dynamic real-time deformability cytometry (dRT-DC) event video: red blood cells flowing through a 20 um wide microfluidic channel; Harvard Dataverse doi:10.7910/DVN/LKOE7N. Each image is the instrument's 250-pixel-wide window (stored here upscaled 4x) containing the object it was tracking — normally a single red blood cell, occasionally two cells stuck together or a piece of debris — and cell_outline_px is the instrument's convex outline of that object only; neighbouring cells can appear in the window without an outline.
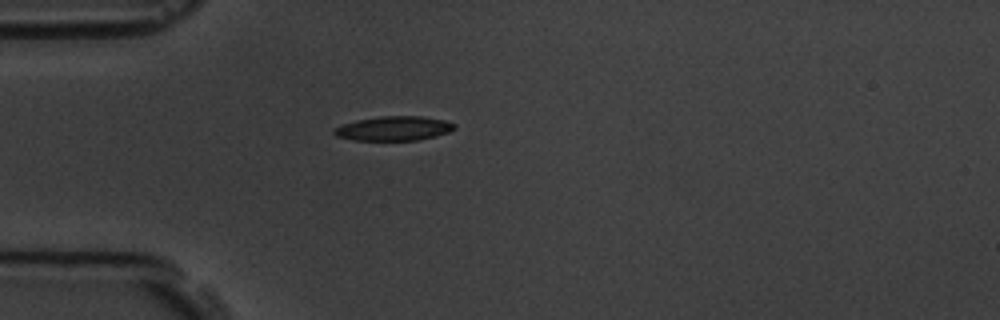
{"species": "common noctule bat (a hibernating species)", "species_latin": "Nyctalus noctula", "temperature_condition": "room temperature", "stored_images_in_passage": 3, "camera_frame_rate_fps": 3000, "um_per_image_px": 0.085, "animal": {"sex": "male", "body_mass_g": 19.5, "forearm_length_mm": 54.6}, "frame": {"image": 1, "passage_image": 1, "time_ms": 0.0, "image_size_px": [1000, 320], "cell_outline_px": [[456, 128], [448, 132], [436, 136], [416, 140], [352, 140], [336, 136], [332, 132], [336, 128], [344, 124], [356, 120], [380, 116], [420, 116], [444, 120], [456, 124]], "centroid_in_image_um": [33.48, 10.91], "position_along_channel_um": 51.5, "area_um2": 16.99}}
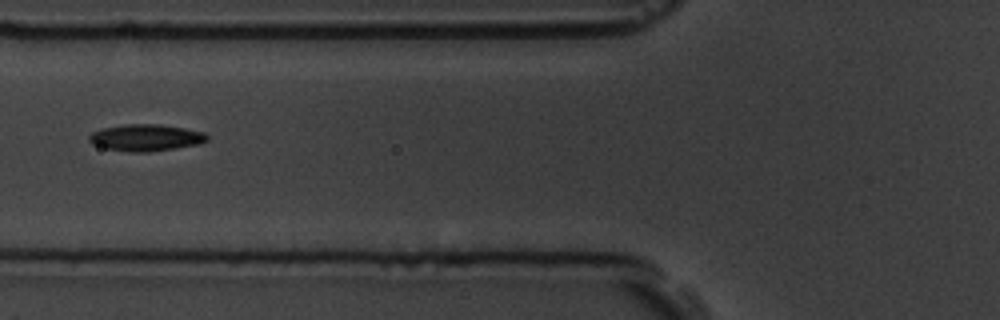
{"frame": {"image": 2, "passage_image": 3, "time_ms": 2.0, "image_size_px": [1000, 320], "cell_outline_px": [[208, 140], [200, 144], [176, 148], [148, 152], [128, 152], [108, 148], [92, 144], [88, 140], [88, 136], [92, 132], [104, 128], [124, 124], [160, 124], [184, 128], [204, 132], [208, 136]], "centroid_in_image_um": [12.41, 11.7], "position_along_channel_um": 113.4, "area_um2": 18.38}}